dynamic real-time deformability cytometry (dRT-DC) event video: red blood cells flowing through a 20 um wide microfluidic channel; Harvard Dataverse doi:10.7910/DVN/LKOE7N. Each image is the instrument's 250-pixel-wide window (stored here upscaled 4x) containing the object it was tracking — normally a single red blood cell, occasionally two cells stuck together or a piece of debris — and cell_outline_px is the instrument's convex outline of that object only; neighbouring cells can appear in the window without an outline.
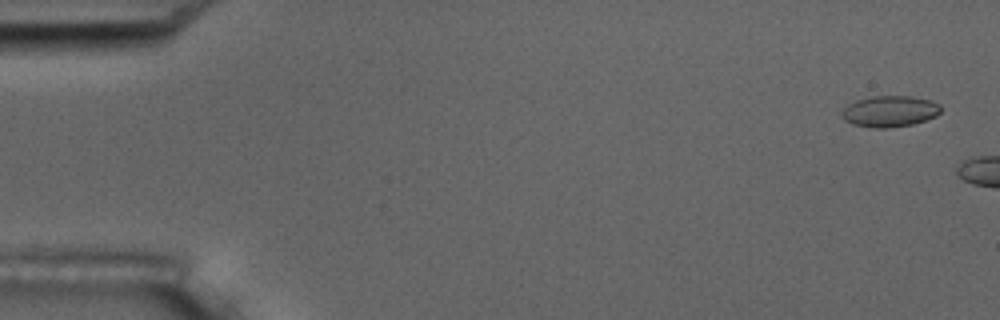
{"species": "common noctule bat (a hibernating species)", "species_latin": "Nyctalus noctula", "temperature_condition": "room temperature", "stored_images_in_passage": 2, "camera_frame_rate_fps": 3000, "um_per_image_px": 0.085, "animal": {"sex": "male", "body_mass_g": 17.5, "forearm_length_mm": 52.3}, "frame": {"image": 1, "passage_image": 1, "time_ms": 0.0, "image_size_px": [1000, 320], "cell_outline_px": [[940, 112], [936, 116], [912, 124], [888, 128], [872, 128], [852, 124], [844, 120], [840, 112], [848, 104], [856, 100], [872, 96], [912, 96], [928, 100], [940, 104]], "centroid_in_image_um": [75.59, 9.46], "position_along_channel_um": 9.4, "area_um2": 17.98}}